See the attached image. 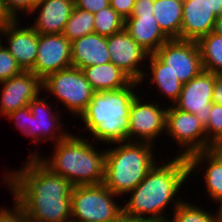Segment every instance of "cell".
Returning a JSON list of instances; mask_svg holds the SVG:
<instances>
[{
	"mask_svg": "<svg viewBox=\"0 0 222 222\" xmlns=\"http://www.w3.org/2000/svg\"><path fill=\"white\" fill-rule=\"evenodd\" d=\"M168 157H163V160L159 159L145 178L126 195L127 197H123L125 198L122 201L124 218L132 220L169 219L170 213L186 199L182 188L190 185L188 158ZM168 211L170 213L166 214Z\"/></svg>",
	"mask_w": 222,
	"mask_h": 222,
	"instance_id": "6da1fadb",
	"label": "cell"
},
{
	"mask_svg": "<svg viewBox=\"0 0 222 222\" xmlns=\"http://www.w3.org/2000/svg\"><path fill=\"white\" fill-rule=\"evenodd\" d=\"M73 185L37 157H26L14 172V199L28 222H71Z\"/></svg>",
	"mask_w": 222,
	"mask_h": 222,
	"instance_id": "7a4b0ae2",
	"label": "cell"
},
{
	"mask_svg": "<svg viewBox=\"0 0 222 222\" xmlns=\"http://www.w3.org/2000/svg\"><path fill=\"white\" fill-rule=\"evenodd\" d=\"M139 90V82L132 81L119 90L94 92L86 110L78 118L83 124L79 135L86 134L88 139L101 145L104 143L105 147L128 141L129 111Z\"/></svg>",
	"mask_w": 222,
	"mask_h": 222,
	"instance_id": "3957f363",
	"label": "cell"
},
{
	"mask_svg": "<svg viewBox=\"0 0 222 222\" xmlns=\"http://www.w3.org/2000/svg\"><path fill=\"white\" fill-rule=\"evenodd\" d=\"M75 133L54 143L51 156L42 153L37 158L73 186L103 183L106 148L100 150V144Z\"/></svg>",
	"mask_w": 222,
	"mask_h": 222,
	"instance_id": "277c9868",
	"label": "cell"
},
{
	"mask_svg": "<svg viewBox=\"0 0 222 222\" xmlns=\"http://www.w3.org/2000/svg\"><path fill=\"white\" fill-rule=\"evenodd\" d=\"M110 145L106 148L103 184L122 198L132 191L161 159V155L156 156L160 150L146 142L125 141Z\"/></svg>",
	"mask_w": 222,
	"mask_h": 222,
	"instance_id": "5b68a950",
	"label": "cell"
},
{
	"mask_svg": "<svg viewBox=\"0 0 222 222\" xmlns=\"http://www.w3.org/2000/svg\"><path fill=\"white\" fill-rule=\"evenodd\" d=\"M94 92L82 69L74 66L52 73L42 80V94L53 98L51 101L57 106L61 104L62 115L71 114L69 116L74 117V121L86 110Z\"/></svg>",
	"mask_w": 222,
	"mask_h": 222,
	"instance_id": "8992f818",
	"label": "cell"
},
{
	"mask_svg": "<svg viewBox=\"0 0 222 222\" xmlns=\"http://www.w3.org/2000/svg\"><path fill=\"white\" fill-rule=\"evenodd\" d=\"M119 198L103 183L73 186L71 222H118L123 217Z\"/></svg>",
	"mask_w": 222,
	"mask_h": 222,
	"instance_id": "52a82bcc",
	"label": "cell"
},
{
	"mask_svg": "<svg viewBox=\"0 0 222 222\" xmlns=\"http://www.w3.org/2000/svg\"><path fill=\"white\" fill-rule=\"evenodd\" d=\"M140 89V92L132 101L129 111L128 141L146 142L156 146L158 138L161 140L160 138L166 132L168 105H164L157 98H154L157 100L155 101L152 96L143 93L144 88ZM148 97L152 99H146Z\"/></svg>",
	"mask_w": 222,
	"mask_h": 222,
	"instance_id": "ba28073f",
	"label": "cell"
},
{
	"mask_svg": "<svg viewBox=\"0 0 222 222\" xmlns=\"http://www.w3.org/2000/svg\"><path fill=\"white\" fill-rule=\"evenodd\" d=\"M42 96L43 95L40 94L28 105L31 110L30 123L29 131L25 137H29V139L32 140V146H36L37 144H39V146H37L35 150H29L30 152L27 157H38V155L41 154L38 149L41 143L52 141V143H50L52 145L67 138L72 133L68 128L65 129L64 125H67L63 121L64 115L62 118L61 110L58 109L59 107L52 103L47 95H45V97Z\"/></svg>",
	"mask_w": 222,
	"mask_h": 222,
	"instance_id": "9c48e42d",
	"label": "cell"
},
{
	"mask_svg": "<svg viewBox=\"0 0 222 222\" xmlns=\"http://www.w3.org/2000/svg\"><path fill=\"white\" fill-rule=\"evenodd\" d=\"M165 135L178 146L175 155L171 156L189 158L194 153L214 149L207 140L204 125L195 114L180 110L175 105L167 108Z\"/></svg>",
	"mask_w": 222,
	"mask_h": 222,
	"instance_id": "30bf717a",
	"label": "cell"
},
{
	"mask_svg": "<svg viewBox=\"0 0 222 222\" xmlns=\"http://www.w3.org/2000/svg\"><path fill=\"white\" fill-rule=\"evenodd\" d=\"M154 54L182 84H186L203 71L197 41L170 39Z\"/></svg>",
	"mask_w": 222,
	"mask_h": 222,
	"instance_id": "8fae6325",
	"label": "cell"
},
{
	"mask_svg": "<svg viewBox=\"0 0 222 222\" xmlns=\"http://www.w3.org/2000/svg\"><path fill=\"white\" fill-rule=\"evenodd\" d=\"M71 66V42L63 34H38L37 58L32 73L44 80Z\"/></svg>",
	"mask_w": 222,
	"mask_h": 222,
	"instance_id": "7c38bea8",
	"label": "cell"
},
{
	"mask_svg": "<svg viewBox=\"0 0 222 222\" xmlns=\"http://www.w3.org/2000/svg\"><path fill=\"white\" fill-rule=\"evenodd\" d=\"M215 74L203 70L198 76L182 85L179 99L174 104L178 109L195 114L205 126L212 108Z\"/></svg>",
	"mask_w": 222,
	"mask_h": 222,
	"instance_id": "4fadbf2b",
	"label": "cell"
},
{
	"mask_svg": "<svg viewBox=\"0 0 222 222\" xmlns=\"http://www.w3.org/2000/svg\"><path fill=\"white\" fill-rule=\"evenodd\" d=\"M107 46L111 62L138 82L143 76L149 53L125 29L107 37Z\"/></svg>",
	"mask_w": 222,
	"mask_h": 222,
	"instance_id": "5bb4252c",
	"label": "cell"
},
{
	"mask_svg": "<svg viewBox=\"0 0 222 222\" xmlns=\"http://www.w3.org/2000/svg\"><path fill=\"white\" fill-rule=\"evenodd\" d=\"M0 87V116L5 118L41 94L42 80L31 71H23L1 82Z\"/></svg>",
	"mask_w": 222,
	"mask_h": 222,
	"instance_id": "9a60e30c",
	"label": "cell"
},
{
	"mask_svg": "<svg viewBox=\"0 0 222 222\" xmlns=\"http://www.w3.org/2000/svg\"><path fill=\"white\" fill-rule=\"evenodd\" d=\"M22 21L13 20L3 27V45L23 71H31L37 58L38 33L27 23L25 27Z\"/></svg>",
	"mask_w": 222,
	"mask_h": 222,
	"instance_id": "2e32d148",
	"label": "cell"
},
{
	"mask_svg": "<svg viewBox=\"0 0 222 222\" xmlns=\"http://www.w3.org/2000/svg\"><path fill=\"white\" fill-rule=\"evenodd\" d=\"M188 163L190 183L194 181L192 177H202L207 193L204 196L203 192V197H209L207 200L210 199L209 202L212 201L213 204L219 202L222 199V156L215 149L201 151L192 154Z\"/></svg>",
	"mask_w": 222,
	"mask_h": 222,
	"instance_id": "e0dca14e",
	"label": "cell"
},
{
	"mask_svg": "<svg viewBox=\"0 0 222 222\" xmlns=\"http://www.w3.org/2000/svg\"><path fill=\"white\" fill-rule=\"evenodd\" d=\"M74 7V0H38L28 24L38 34H62Z\"/></svg>",
	"mask_w": 222,
	"mask_h": 222,
	"instance_id": "ac0fdd59",
	"label": "cell"
},
{
	"mask_svg": "<svg viewBox=\"0 0 222 222\" xmlns=\"http://www.w3.org/2000/svg\"><path fill=\"white\" fill-rule=\"evenodd\" d=\"M138 82L140 87H143L142 84H144L149 88L148 90L153 91L154 89L156 93L158 92L160 98L163 96L160 101L164 100V105L168 104V106L177 102L183 85L154 53L149 54L143 76ZM155 87L158 91L155 90ZM164 97L167 98L164 99ZM166 100H169L168 103L165 102Z\"/></svg>",
	"mask_w": 222,
	"mask_h": 222,
	"instance_id": "d6986e66",
	"label": "cell"
},
{
	"mask_svg": "<svg viewBox=\"0 0 222 222\" xmlns=\"http://www.w3.org/2000/svg\"><path fill=\"white\" fill-rule=\"evenodd\" d=\"M217 16L210 0H183L181 40L198 41L213 31Z\"/></svg>",
	"mask_w": 222,
	"mask_h": 222,
	"instance_id": "ffe728a7",
	"label": "cell"
},
{
	"mask_svg": "<svg viewBox=\"0 0 222 222\" xmlns=\"http://www.w3.org/2000/svg\"><path fill=\"white\" fill-rule=\"evenodd\" d=\"M124 29L149 54L155 53L170 40L161 30L153 14H131L124 20Z\"/></svg>",
	"mask_w": 222,
	"mask_h": 222,
	"instance_id": "44dd1931",
	"label": "cell"
},
{
	"mask_svg": "<svg viewBox=\"0 0 222 222\" xmlns=\"http://www.w3.org/2000/svg\"><path fill=\"white\" fill-rule=\"evenodd\" d=\"M71 59L72 66L79 69L111 62L107 37L92 33L73 40Z\"/></svg>",
	"mask_w": 222,
	"mask_h": 222,
	"instance_id": "7402d4cb",
	"label": "cell"
},
{
	"mask_svg": "<svg viewBox=\"0 0 222 222\" xmlns=\"http://www.w3.org/2000/svg\"><path fill=\"white\" fill-rule=\"evenodd\" d=\"M82 71L95 92L119 90L133 81L112 62L85 67Z\"/></svg>",
	"mask_w": 222,
	"mask_h": 222,
	"instance_id": "603a6c76",
	"label": "cell"
},
{
	"mask_svg": "<svg viewBox=\"0 0 222 222\" xmlns=\"http://www.w3.org/2000/svg\"><path fill=\"white\" fill-rule=\"evenodd\" d=\"M153 15L170 39L181 40L183 0H154Z\"/></svg>",
	"mask_w": 222,
	"mask_h": 222,
	"instance_id": "cb8c5ba5",
	"label": "cell"
},
{
	"mask_svg": "<svg viewBox=\"0 0 222 222\" xmlns=\"http://www.w3.org/2000/svg\"><path fill=\"white\" fill-rule=\"evenodd\" d=\"M203 70L222 73V36L213 31L197 41Z\"/></svg>",
	"mask_w": 222,
	"mask_h": 222,
	"instance_id": "d4e9b609",
	"label": "cell"
},
{
	"mask_svg": "<svg viewBox=\"0 0 222 222\" xmlns=\"http://www.w3.org/2000/svg\"><path fill=\"white\" fill-rule=\"evenodd\" d=\"M189 199H184L171 213L170 222H218L216 211L206 209L202 204H196Z\"/></svg>",
	"mask_w": 222,
	"mask_h": 222,
	"instance_id": "484cf974",
	"label": "cell"
},
{
	"mask_svg": "<svg viewBox=\"0 0 222 222\" xmlns=\"http://www.w3.org/2000/svg\"><path fill=\"white\" fill-rule=\"evenodd\" d=\"M92 33H95L94 14L74 7L62 34L72 42L84 35Z\"/></svg>",
	"mask_w": 222,
	"mask_h": 222,
	"instance_id": "4316f807",
	"label": "cell"
},
{
	"mask_svg": "<svg viewBox=\"0 0 222 222\" xmlns=\"http://www.w3.org/2000/svg\"><path fill=\"white\" fill-rule=\"evenodd\" d=\"M5 173L3 172L2 180L0 184L5 185L10 193L11 197H13V206L5 207V206H0V222H28L27 217L25 215V211L23 207L14 199V172L15 169L13 168L12 170L5 168ZM7 169V170H6Z\"/></svg>",
	"mask_w": 222,
	"mask_h": 222,
	"instance_id": "83f0119b",
	"label": "cell"
},
{
	"mask_svg": "<svg viewBox=\"0 0 222 222\" xmlns=\"http://www.w3.org/2000/svg\"><path fill=\"white\" fill-rule=\"evenodd\" d=\"M95 33L109 37L124 29V19L109 5L94 14Z\"/></svg>",
	"mask_w": 222,
	"mask_h": 222,
	"instance_id": "f1b7e54d",
	"label": "cell"
},
{
	"mask_svg": "<svg viewBox=\"0 0 222 222\" xmlns=\"http://www.w3.org/2000/svg\"><path fill=\"white\" fill-rule=\"evenodd\" d=\"M204 128L207 140L214 147L222 141V105L212 103L210 117Z\"/></svg>",
	"mask_w": 222,
	"mask_h": 222,
	"instance_id": "f546056e",
	"label": "cell"
},
{
	"mask_svg": "<svg viewBox=\"0 0 222 222\" xmlns=\"http://www.w3.org/2000/svg\"><path fill=\"white\" fill-rule=\"evenodd\" d=\"M23 70L15 60L14 56L2 44L0 46V83L13 76L19 75Z\"/></svg>",
	"mask_w": 222,
	"mask_h": 222,
	"instance_id": "4dcf8cb0",
	"label": "cell"
},
{
	"mask_svg": "<svg viewBox=\"0 0 222 222\" xmlns=\"http://www.w3.org/2000/svg\"><path fill=\"white\" fill-rule=\"evenodd\" d=\"M37 1L38 0H3L5 9L13 20H23L25 16L27 21H30L28 16L34 10ZM20 15L23 16V18L20 17Z\"/></svg>",
	"mask_w": 222,
	"mask_h": 222,
	"instance_id": "1f68e13d",
	"label": "cell"
},
{
	"mask_svg": "<svg viewBox=\"0 0 222 222\" xmlns=\"http://www.w3.org/2000/svg\"><path fill=\"white\" fill-rule=\"evenodd\" d=\"M30 112L31 110L27 105L25 107L17 109L13 113H10L5 118H7L6 120H11V122H14L13 124L16 129H19V131H21L20 133L25 136L29 131Z\"/></svg>",
	"mask_w": 222,
	"mask_h": 222,
	"instance_id": "d6a6232c",
	"label": "cell"
},
{
	"mask_svg": "<svg viewBox=\"0 0 222 222\" xmlns=\"http://www.w3.org/2000/svg\"><path fill=\"white\" fill-rule=\"evenodd\" d=\"M74 5L78 9H83L93 14L110 5L109 0H74Z\"/></svg>",
	"mask_w": 222,
	"mask_h": 222,
	"instance_id": "836d02e7",
	"label": "cell"
},
{
	"mask_svg": "<svg viewBox=\"0 0 222 222\" xmlns=\"http://www.w3.org/2000/svg\"><path fill=\"white\" fill-rule=\"evenodd\" d=\"M110 6L126 20L131 16L135 0H109Z\"/></svg>",
	"mask_w": 222,
	"mask_h": 222,
	"instance_id": "e575fe53",
	"label": "cell"
},
{
	"mask_svg": "<svg viewBox=\"0 0 222 222\" xmlns=\"http://www.w3.org/2000/svg\"><path fill=\"white\" fill-rule=\"evenodd\" d=\"M154 0H135L131 14H153Z\"/></svg>",
	"mask_w": 222,
	"mask_h": 222,
	"instance_id": "d590c367",
	"label": "cell"
},
{
	"mask_svg": "<svg viewBox=\"0 0 222 222\" xmlns=\"http://www.w3.org/2000/svg\"><path fill=\"white\" fill-rule=\"evenodd\" d=\"M212 102L222 105V73L215 74Z\"/></svg>",
	"mask_w": 222,
	"mask_h": 222,
	"instance_id": "8d00e7d4",
	"label": "cell"
},
{
	"mask_svg": "<svg viewBox=\"0 0 222 222\" xmlns=\"http://www.w3.org/2000/svg\"><path fill=\"white\" fill-rule=\"evenodd\" d=\"M11 21H13V19L8 15L3 0H0V27H4Z\"/></svg>",
	"mask_w": 222,
	"mask_h": 222,
	"instance_id": "74e56055",
	"label": "cell"
},
{
	"mask_svg": "<svg viewBox=\"0 0 222 222\" xmlns=\"http://www.w3.org/2000/svg\"><path fill=\"white\" fill-rule=\"evenodd\" d=\"M211 9L218 17L222 14V0H210Z\"/></svg>",
	"mask_w": 222,
	"mask_h": 222,
	"instance_id": "f35d334b",
	"label": "cell"
},
{
	"mask_svg": "<svg viewBox=\"0 0 222 222\" xmlns=\"http://www.w3.org/2000/svg\"><path fill=\"white\" fill-rule=\"evenodd\" d=\"M213 32L222 36V14L216 18Z\"/></svg>",
	"mask_w": 222,
	"mask_h": 222,
	"instance_id": "ab89813d",
	"label": "cell"
},
{
	"mask_svg": "<svg viewBox=\"0 0 222 222\" xmlns=\"http://www.w3.org/2000/svg\"><path fill=\"white\" fill-rule=\"evenodd\" d=\"M217 205L216 206V216H217V219H218V222H222V199L216 203ZM218 206V208H217Z\"/></svg>",
	"mask_w": 222,
	"mask_h": 222,
	"instance_id": "60d3db41",
	"label": "cell"
},
{
	"mask_svg": "<svg viewBox=\"0 0 222 222\" xmlns=\"http://www.w3.org/2000/svg\"><path fill=\"white\" fill-rule=\"evenodd\" d=\"M214 149L222 156V141L219 142Z\"/></svg>",
	"mask_w": 222,
	"mask_h": 222,
	"instance_id": "b9f144b4",
	"label": "cell"
},
{
	"mask_svg": "<svg viewBox=\"0 0 222 222\" xmlns=\"http://www.w3.org/2000/svg\"><path fill=\"white\" fill-rule=\"evenodd\" d=\"M118 222H141V220H132L122 217Z\"/></svg>",
	"mask_w": 222,
	"mask_h": 222,
	"instance_id": "7bdbcfd3",
	"label": "cell"
},
{
	"mask_svg": "<svg viewBox=\"0 0 222 222\" xmlns=\"http://www.w3.org/2000/svg\"><path fill=\"white\" fill-rule=\"evenodd\" d=\"M141 222H170L169 219H162V220H141Z\"/></svg>",
	"mask_w": 222,
	"mask_h": 222,
	"instance_id": "ee69618b",
	"label": "cell"
},
{
	"mask_svg": "<svg viewBox=\"0 0 222 222\" xmlns=\"http://www.w3.org/2000/svg\"><path fill=\"white\" fill-rule=\"evenodd\" d=\"M3 44V27H0V46Z\"/></svg>",
	"mask_w": 222,
	"mask_h": 222,
	"instance_id": "f6af8a7d",
	"label": "cell"
}]
</instances>
